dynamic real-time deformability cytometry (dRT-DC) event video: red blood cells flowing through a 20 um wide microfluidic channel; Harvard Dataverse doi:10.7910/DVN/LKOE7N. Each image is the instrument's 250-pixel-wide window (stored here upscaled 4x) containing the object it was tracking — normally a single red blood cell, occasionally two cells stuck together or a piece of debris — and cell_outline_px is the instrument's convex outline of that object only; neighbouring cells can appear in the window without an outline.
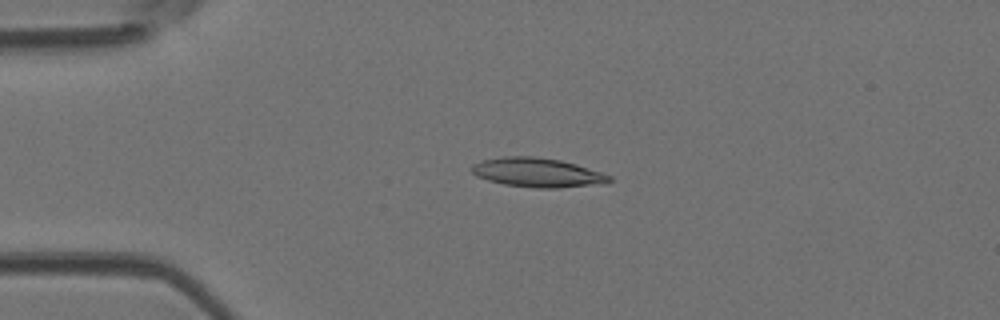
{"species": "Egyptian fruit bat (a non-hibernating species)", "species_latin": "Rousettus aegyptiacus", "temperature_condition": "room temperature", "stored_images_in_passage": 4, "camera_frame_rate_fps": 3000, "um_per_image_px": 0.085, "animal": {"sex": "female"}, "frame": {"image": 1, "passage_image": 3, "time_ms": 0.667, "image_size_px": [1000, 320], "cell_outline_px": [[612, 180], [604, 184], [556, 188], [536, 188], [504, 184], [488, 180], [476, 176], [468, 168], [472, 164], [480, 160], [504, 156], [532, 156], [560, 160], [576, 164], [612, 176]], "centroid_in_image_um": [45.65, 14.66], "position_along_channel_um": 39.4, "area_um2": 23.58}}